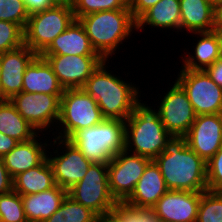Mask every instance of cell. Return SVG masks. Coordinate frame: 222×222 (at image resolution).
Returning <instances> with one entry per match:
<instances>
[{
    "mask_svg": "<svg viewBox=\"0 0 222 222\" xmlns=\"http://www.w3.org/2000/svg\"><path fill=\"white\" fill-rule=\"evenodd\" d=\"M0 222H27L21 195L14 190L0 195Z\"/></svg>",
    "mask_w": 222,
    "mask_h": 222,
    "instance_id": "cell-32",
    "label": "cell"
},
{
    "mask_svg": "<svg viewBox=\"0 0 222 222\" xmlns=\"http://www.w3.org/2000/svg\"><path fill=\"white\" fill-rule=\"evenodd\" d=\"M68 196L101 219L109 215L117 202L109 190L107 164L92 163L84 178L68 190Z\"/></svg>",
    "mask_w": 222,
    "mask_h": 222,
    "instance_id": "cell-8",
    "label": "cell"
},
{
    "mask_svg": "<svg viewBox=\"0 0 222 222\" xmlns=\"http://www.w3.org/2000/svg\"><path fill=\"white\" fill-rule=\"evenodd\" d=\"M40 136L38 133L28 141L19 142L9 153L2 157L4 165L12 178L21 172L40 165L47 158L49 143L46 141L47 139L42 142Z\"/></svg>",
    "mask_w": 222,
    "mask_h": 222,
    "instance_id": "cell-18",
    "label": "cell"
},
{
    "mask_svg": "<svg viewBox=\"0 0 222 222\" xmlns=\"http://www.w3.org/2000/svg\"><path fill=\"white\" fill-rule=\"evenodd\" d=\"M172 83L165 95L159 96L161 100L156 107L165 129L173 136H185L196 114L183 88L176 81Z\"/></svg>",
    "mask_w": 222,
    "mask_h": 222,
    "instance_id": "cell-13",
    "label": "cell"
},
{
    "mask_svg": "<svg viewBox=\"0 0 222 222\" xmlns=\"http://www.w3.org/2000/svg\"><path fill=\"white\" fill-rule=\"evenodd\" d=\"M104 119L98 103L82 88L65 89L60 99L58 128L52 134L68 140L76 131L96 126Z\"/></svg>",
    "mask_w": 222,
    "mask_h": 222,
    "instance_id": "cell-6",
    "label": "cell"
},
{
    "mask_svg": "<svg viewBox=\"0 0 222 222\" xmlns=\"http://www.w3.org/2000/svg\"><path fill=\"white\" fill-rule=\"evenodd\" d=\"M168 190L205 192L207 163L188 145L185 136H171L164 151L154 159Z\"/></svg>",
    "mask_w": 222,
    "mask_h": 222,
    "instance_id": "cell-1",
    "label": "cell"
},
{
    "mask_svg": "<svg viewBox=\"0 0 222 222\" xmlns=\"http://www.w3.org/2000/svg\"><path fill=\"white\" fill-rule=\"evenodd\" d=\"M22 91L57 95L61 99L64 88L48 61L37 55L25 69Z\"/></svg>",
    "mask_w": 222,
    "mask_h": 222,
    "instance_id": "cell-20",
    "label": "cell"
},
{
    "mask_svg": "<svg viewBox=\"0 0 222 222\" xmlns=\"http://www.w3.org/2000/svg\"><path fill=\"white\" fill-rule=\"evenodd\" d=\"M196 222H222V192L202 193Z\"/></svg>",
    "mask_w": 222,
    "mask_h": 222,
    "instance_id": "cell-30",
    "label": "cell"
},
{
    "mask_svg": "<svg viewBox=\"0 0 222 222\" xmlns=\"http://www.w3.org/2000/svg\"><path fill=\"white\" fill-rule=\"evenodd\" d=\"M207 188L222 192V147L207 162Z\"/></svg>",
    "mask_w": 222,
    "mask_h": 222,
    "instance_id": "cell-35",
    "label": "cell"
},
{
    "mask_svg": "<svg viewBox=\"0 0 222 222\" xmlns=\"http://www.w3.org/2000/svg\"><path fill=\"white\" fill-rule=\"evenodd\" d=\"M140 100L125 120L124 149L130 153L154 160L160 155L172 136L164 127L159 109Z\"/></svg>",
    "mask_w": 222,
    "mask_h": 222,
    "instance_id": "cell-3",
    "label": "cell"
},
{
    "mask_svg": "<svg viewBox=\"0 0 222 222\" xmlns=\"http://www.w3.org/2000/svg\"><path fill=\"white\" fill-rule=\"evenodd\" d=\"M202 193L168 190L152 209L162 222H196Z\"/></svg>",
    "mask_w": 222,
    "mask_h": 222,
    "instance_id": "cell-17",
    "label": "cell"
},
{
    "mask_svg": "<svg viewBox=\"0 0 222 222\" xmlns=\"http://www.w3.org/2000/svg\"><path fill=\"white\" fill-rule=\"evenodd\" d=\"M68 140L92 163L108 164L124 150L125 121L104 119L96 126L76 131Z\"/></svg>",
    "mask_w": 222,
    "mask_h": 222,
    "instance_id": "cell-5",
    "label": "cell"
},
{
    "mask_svg": "<svg viewBox=\"0 0 222 222\" xmlns=\"http://www.w3.org/2000/svg\"><path fill=\"white\" fill-rule=\"evenodd\" d=\"M56 186L51 165L46 158L40 165L13 178V190L21 196L37 194Z\"/></svg>",
    "mask_w": 222,
    "mask_h": 222,
    "instance_id": "cell-26",
    "label": "cell"
},
{
    "mask_svg": "<svg viewBox=\"0 0 222 222\" xmlns=\"http://www.w3.org/2000/svg\"><path fill=\"white\" fill-rule=\"evenodd\" d=\"M40 55H99L83 25L75 19Z\"/></svg>",
    "mask_w": 222,
    "mask_h": 222,
    "instance_id": "cell-21",
    "label": "cell"
},
{
    "mask_svg": "<svg viewBox=\"0 0 222 222\" xmlns=\"http://www.w3.org/2000/svg\"><path fill=\"white\" fill-rule=\"evenodd\" d=\"M101 218L90 208L66 196L58 210L44 222H100Z\"/></svg>",
    "mask_w": 222,
    "mask_h": 222,
    "instance_id": "cell-28",
    "label": "cell"
},
{
    "mask_svg": "<svg viewBox=\"0 0 222 222\" xmlns=\"http://www.w3.org/2000/svg\"><path fill=\"white\" fill-rule=\"evenodd\" d=\"M215 28H222V1L215 4Z\"/></svg>",
    "mask_w": 222,
    "mask_h": 222,
    "instance_id": "cell-41",
    "label": "cell"
},
{
    "mask_svg": "<svg viewBox=\"0 0 222 222\" xmlns=\"http://www.w3.org/2000/svg\"><path fill=\"white\" fill-rule=\"evenodd\" d=\"M19 141L0 132V156L9 153Z\"/></svg>",
    "mask_w": 222,
    "mask_h": 222,
    "instance_id": "cell-40",
    "label": "cell"
},
{
    "mask_svg": "<svg viewBox=\"0 0 222 222\" xmlns=\"http://www.w3.org/2000/svg\"><path fill=\"white\" fill-rule=\"evenodd\" d=\"M36 56L25 44L0 54V100H10L22 92L25 69Z\"/></svg>",
    "mask_w": 222,
    "mask_h": 222,
    "instance_id": "cell-16",
    "label": "cell"
},
{
    "mask_svg": "<svg viewBox=\"0 0 222 222\" xmlns=\"http://www.w3.org/2000/svg\"><path fill=\"white\" fill-rule=\"evenodd\" d=\"M56 4H70L72 5L73 0H53Z\"/></svg>",
    "mask_w": 222,
    "mask_h": 222,
    "instance_id": "cell-42",
    "label": "cell"
},
{
    "mask_svg": "<svg viewBox=\"0 0 222 222\" xmlns=\"http://www.w3.org/2000/svg\"><path fill=\"white\" fill-rule=\"evenodd\" d=\"M74 20L70 4H56L50 9L30 14L24 28V44L40 55Z\"/></svg>",
    "mask_w": 222,
    "mask_h": 222,
    "instance_id": "cell-7",
    "label": "cell"
},
{
    "mask_svg": "<svg viewBox=\"0 0 222 222\" xmlns=\"http://www.w3.org/2000/svg\"><path fill=\"white\" fill-rule=\"evenodd\" d=\"M108 61L104 60L98 66L82 89L98 103L105 119L125 121L140 100L142 91L132 82H126L123 77L112 74L111 70L108 71Z\"/></svg>",
    "mask_w": 222,
    "mask_h": 222,
    "instance_id": "cell-2",
    "label": "cell"
},
{
    "mask_svg": "<svg viewBox=\"0 0 222 222\" xmlns=\"http://www.w3.org/2000/svg\"><path fill=\"white\" fill-rule=\"evenodd\" d=\"M78 20L92 47L104 60H110L117 54L120 44L130 39L134 30H137V21L130 9L100 11L82 16Z\"/></svg>",
    "mask_w": 222,
    "mask_h": 222,
    "instance_id": "cell-4",
    "label": "cell"
},
{
    "mask_svg": "<svg viewBox=\"0 0 222 222\" xmlns=\"http://www.w3.org/2000/svg\"><path fill=\"white\" fill-rule=\"evenodd\" d=\"M29 14L50 9L56 5L53 0H23Z\"/></svg>",
    "mask_w": 222,
    "mask_h": 222,
    "instance_id": "cell-38",
    "label": "cell"
},
{
    "mask_svg": "<svg viewBox=\"0 0 222 222\" xmlns=\"http://www.w3.org/2000/svg\"><path fill=\"white\" fill-rule=\"evenodd\" d=\"M75 19L100 11L130 9L129 0H73Z\"/></svg>",
    "mask_w": 222,
    "mask_h": 222,
    "instance_id": "cell-31",
    "label": "cell"
},
{
    "mask_svg": "<svg viewBox=\"0 0 222 222\" xmlns=\"http://www.w3.org/2000/svg\"><path fill=\"white\" fill-rule=\"evenodd\" d=\"M150 161L145 156L124 149L108 162L109 190L117 203L125 202L130 197Z\"/></svg>",
    "mask_w": 222,
    "mask_h": 222,
    "instance_id": "cell-11",
    "label": "cell"
},
{
    "mask_svg": "<svg viewBox=\"0 0 222 222\" xmlns=\"http://www.w3.org/2000/svg\"><path fill=\"white\" fill-rule=\"evenodd\" d=\"M160 0H129V7L133 18L137 21L149 8Z\"/></svg>",
    "mask_w": 222,
    "mask_h": 222,
    "instance_id": "cell-36",
    "label": "cell"
},
{
    "mask_svg": "<svg viewBox=\"0 0 222 222\" xmlns=\"http://www.w3.org/2000/svg\"><path fill=\"white\" fill-rule=\"evenodd\" d=\"M180 32H209L215 30V4L211 0H179Z\"/></svg>",
    "mask_w": 222,
    "mask_h": 222,
    "instance_id": "cell-22",
    "label": "cell"
},
{
    "mask_svg": "<svg viewBox=\"0 0 222 222\" xmlns=\"http://www.w3.org/2000/svg\"><path fill=\"white\" fill-rule=\"evenodd\" d=\"M214 4H216L217 2H220L222 0H211Z\"/></svg>",
    "mask_w": 222,
    "mask_h": 222,
    "instance_id": "cell-44",
    "label": "cell"
},
{
    "mask_svg": "<svg viewBox=\"0 0 222 222\" xmlns=\"http://www.w3.org/2000/svg\"><path fill=\"white\" fill-rule=\"evenodd\" d=\"M208 76L222 88V56L204 70Z\"/></svg>",
    "mask_w": 222,
    "mask_h": 222,
    "instance_id": "cell-39",
    "label": "cell"
},
{
    "mask_svg": "<svg viewBox=\"0 0 222 222\" xmlns=\"http://www.w3.org/2000/svg\"><path fill=\"white\" fill-rule=\"evenodd\" d=\"M52 66L65 89L83 88L87 79L104 61L100 55H40Z\"/></svg>",
    "mask_w": 222,
    "mask_h": 222,
    "instance_id": "cell-14",
    "label": "cell"
},
{
    "mask_svg": "<svg viewBox=\"0 0 222 222\" xmlns=\"http://www.w3.org/2000/svg\"><path fill=\"white\" fill-rule=\"evenodd\" d=\"M219 38H220V46H221V54H222V28H215Z\"/></svg>",
    "mask_w": 222,
    "mask_h": 222,
    "instance_id": "cell-43",
    "label": "cell"
},
{
    "mask_svg": "<svg viewBox=\"0 0 222 222\" xmlns=\"http://www.w3.org/2000/svg\"><path fill=\"white\" fill-rule=\"evenodd\" d=\"M197 37V43L193 41V54L187 52L182 56L181 68L190 70H205L215 60L219 59L221 54L220 38L215 30L209 32L192 33ZM196 35V36H194Z\"/></svg>",
    "mask_w": 222,
    "mask_h": 222,
    "instance_id": "cell-23",
    "label": "cell"
},
{
    "mask_svg": "<svg viewBox=\"0 0 222 222\" xmlns=\"http://www.w3.org/2000/svg\"><path fill=\"white\" fill-rule=\"evenodd\" d=\"M68 191L56 185L50 190L21 196L27 222H44L61 206Z\"/></svg>",
    "mask_w": 222,
    "mask_h": 222,
    "instance_id": "cell-24",
    "label": "cell"
},
{
    "mask_svg": "<svg viewBox=\"0 0 222 222\" xmlns=\"http://www.w3.org/2000/svg\"><path fill=\"white\" fill-rule=\"evenodd\" d=\"M181 12L179 0H160L154 6L149 8L137 20V32L145 30L143 28L151 26V28H159L160 31L177 30L180 31Z\"/></svg>",
    "mask_w": 222,
    "mask_h": 222,
    "instance_id": "cell-25",
    "label": "cell"
},
{
    "mask_svg": "<svg viewBox=\"0 0 222 222\" xmlns=\"http://www.w3.org/2000/svg\"><path fill=\"white\" fill-rule=\"evenodd\" d=\"M29 16L23 0H0V20L16 23L24 30Z\"/></svg>",
    "mask_w": 222,
    "mask_h": 222,
    "instance_id": "cell-34",
    "label": "cell"
},
{
    "mask_svg": "<svg viewBox=\"0 0 222 222\" xmlns=\"http://www.w3.org/2000/svg\"><path fill=\"white\" fill-rule=\"evenodd\" d=\"M185 137L187 145L207 163L222 147V114L196 115Z\"/></svg>",
    "mask_w": 222,
    "mask_h": 222,
    "instance_id": "cell-15",
    "label": "cell"
},
{
    "mask_svg": "<svg viewBox=\"0 0 222 222\" xmlns=\"http://www.w3.org/2000/svg\"><path fill=\"white\" fill-rule=\"evenodd\" d=\"M13 190V178L10 176L4 165L3 158L0 156V195L9 193Z\"/></svg>",
    "mask_w": 222,
    "mask_h": 222,
    "instance_id": "cell-37",
    "label": "cell"
},
{
    "mask_svg": "<svg viewBox=\"0 0 222 222\" xmlns=\"http://www.w3.org/2000/svg\"><path fill=\"white\" fill-rule=\"evenodd\" d=\"M24 45V30L16 23L0 20V54Z\"/></svg>",
    "mask_w": 222,
    "mask_h": 222,
    "instance_id": "cell-33",
    "label": "cell"
},
{
    "mask_svg": "<svg viewBox=\"0 0 222 222\" xmlns=\"http://www.w3.org/2000/svg\"><path fill=\"white\" fill-rule=\"evenodd\" d=\"M0 132L19 142L28 141L38 134L10 100H0Z\"/></svg>",
    "mask_w": 222,
    "mask_h": 222,
    "instance_id": "cell-27",
    "label": "cell"
},
{
    "mask_svg": "<svg viewBox=\"0 0 222 222\" xmlns=\"http://www.w3.org/2000/svg\"><path fill=\"white\" fill-rule=\"evenodd\" d=\"M178 69L175 81L187 94L195 114H222V88L204 70Z\"/></svg>",
    "mask_w": 222,
    "mask_h": 222,
    "instance_id": "cell-10",
    "label": "cell"
},
{
    "mask_svg": "<svg viewBox=\"0 0 222 222\" xmlns=\"http://www.w3.org/2000/svg\"><path fill=\"white\" fill-rule=\"evenodd\" d=\"M10 102L20 115L41 135L48 134L43 132L48 129L49 131L47 132H51L54 130L52 126H57L60 115V98L57 95L22 91L14 95Z\"/></svg>",
    "mask_w": 222,
    "mask_h": 222,
    "instance_id": "cell-12",
    "label": "cell"
},
{
    "mask_svg": "<svg viewBox=\"0 0 222 222\" xmlns=\"http://www.w3.org/2000/svg\"><path fill=\"white\" fill-rule=\"evenodd\" d=\"M167 191L159 166L151 160L125 203L132 207L152 208Z\"/></svg>",
    "mask_w": 222,
    "mask_h": 222,
    "instance_id": "cell-19",
    "label": "cell"
},
{
    "mask_svg": "<svg viewBox=\"0 0 222 222\" xmlns=\"http://www.w3.org/2000/svg\"><path fill=\"white\" fill-rule=\"evenodd\" d=\"M100 222H162L152 208L132 207L118 202L109 215Z\"/></svg>",
    "mask_w": 222,
    "mask_h": 222,
    "instance_id": "cell-29",
    "label": "cell"
},
{
    "mask_svg": "<svg viewBox=\"0 0 222 222\" xmlns=\"http://www.w3.org/2000/svg\"><path fill=\"white\" fill-rule=\"evenodd\" d=\"M49 140V147H53L51 150L53 152L48 147L47 159L51 165L55 183L68 191L84 178L92 162L86 159L69 140L57 137H54L53 141Z\"/></svg>",
    "mask_w": 222,
    "mask_h": 222,
    "instance_id": "cell-9",
    "label": "cell"
}]
</instances>
